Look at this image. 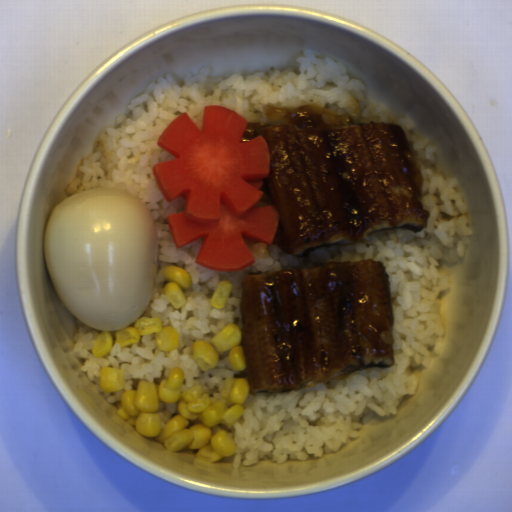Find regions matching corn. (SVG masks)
Instances as JSON below:
<instances>
[{
	"instance_id": "51d56268",
	"label": "corn",
	"mask_w": 512,
	"mask_h": 512,
	"mask_svg": "<svg viewBox=\"0 0 512 512\" xmlns=\"http://www.w3.org/2000/svg\"><path fill=\"white\" fill-rule=\"evenodd\" d=\"M184 374L183 368L173 367L161 383L142 379L121 395L118 416L168 451H190L196 460L211 463L230 457L236 451L232 428L250 395L247 377H228L221 399L212 402L200 385L182 390ZM161 401L177 402L178 412L165 429L157 413Z\"/></svg>"
},
{
	"instance_id": "f1292c28",
	"label": "corn",
	"mask_w": 512,
	"mask_h": 512,
	"mask_svg": "<svg viewBox=\"0 0 512 512\" xmlns=\"http://www.w3.org/2000/svg\"><path fill=\"white\" fill-rule=\"evenodd\" d=\"M191 352L196 365L205 372L215 368L220 355H225L237 372L248 368L243 348V331L232 323L211 340L193 342Z\"/></svg>"
},
{
	"instance_id": "5cfa1b94",
	"label": "corn",
	"mask_w": 512,
	"mask_h": 512,
	"mask_svg": "<svg viewBox=\"0 0 512 512\" xmlns=\"http://www.w3.org/2000/svg\"><path fill=\"white\" fill-rule=\"evenodd\" d=\"M115 341L120 347L137 343L144 335H153L159 350L170 351L179 349L180 334L173 326H163L159 318L139 316L131 325L114 330Z\"/></svg>"
},
{
	"instance_id": "cfcad685",
	"label": "corn",
	"mask_w": 512,
	"mask_h": 512,
	"mask_svg": "<svg viewBox=\"0 0 512 512\" xmlns=\"http://www.w3.org/2000/svg\"><path fill=\"white\" fill-rule=\"evenodd\" d=\"M165 278L164 293L174 310L186 303V290L191 286V278L186 270L178 265H167L163 270Z\"/></svg>"
},
{
	"instance_id": "2b8c4276",
	"label": "corn",
	"mask_w": 512,
	"mask_h": 512,
	"mask_svg": "<svg viewBox=\"0 0 512 512\" xmlns=\"http://www.w3.org/2000/svg\"><path fill=\"white\" fill-rule=\"evenodd\" d=\"M126 381L125 371L121 368L105 367L100 371V387L105 392L122 391Z\"/></svg>"
},
{
	"instance_id": "79e197a2",
	"label": "corn",
	"mask_w": 512,
	"mask_h": 512,
	"mask_svg": "<svg viewBox=\"0 0 512 512\" xmlns=\"http://www.w3.org/2000/svg\"><path fill=\"white\" fill-rule=\"evenodd\" d=\"M231 291L232 283L230 281L221 280L215 287L211 296L210 304L212 308L222 310L230 298Z\"/></svg>"
},
{
	"instance_id": "30e3d8cc",
	"label": "corn",
	"mask_w": 512,
	"mask_h": 512,
	"mask_svg": "<svg viewBox=\"0 0 512 512\" xmlns=\"http://www.w3.org/2000/svg\"><path fill=\"white\" fill-rule=\"evenodd\" d=\"M114 343L113 335L109 331H102L92 347V354L96 359L106 355Z\"/></svg>"
}]
</instances>
